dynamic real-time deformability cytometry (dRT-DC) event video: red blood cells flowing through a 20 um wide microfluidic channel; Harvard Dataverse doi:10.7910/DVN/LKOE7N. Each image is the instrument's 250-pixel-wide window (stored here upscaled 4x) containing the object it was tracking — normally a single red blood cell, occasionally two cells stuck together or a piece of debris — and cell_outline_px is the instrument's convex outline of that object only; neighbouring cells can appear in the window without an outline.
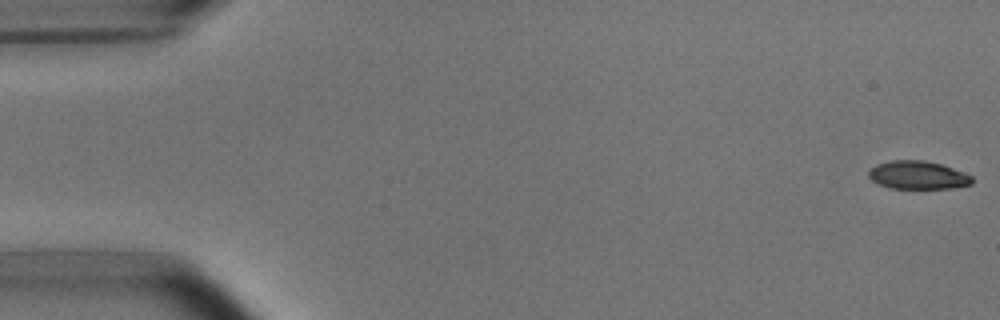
{"species": "common noctule bat (a hibernating species)", "species_latin": "Nyctalus noctula", "temperature_condition": "room temperature", "stored_images_in_passage": 6, "camera_frame_rate_fps": 3000, "um_per_image_px": 0.085, "animal": {"sex": "male", "body_mass_g": 15.6}, "frame": {"image": 1, "passage_image": 1, "time_ms": 0.0, "image_size_px": [1000, 320], "cell_outline_px": [[972, 184], [952, 188], [892, 188], [880, 184], [872, 180], [868, 176], [868, 172], [876, 164], [892, 160], [924, 160], [940, 164], [952, 168], [972, 176]], "centroid_in_image_um": [78.01, 14.88], "position_along_channel_um": 7.0, "area_um2": 16.76}}
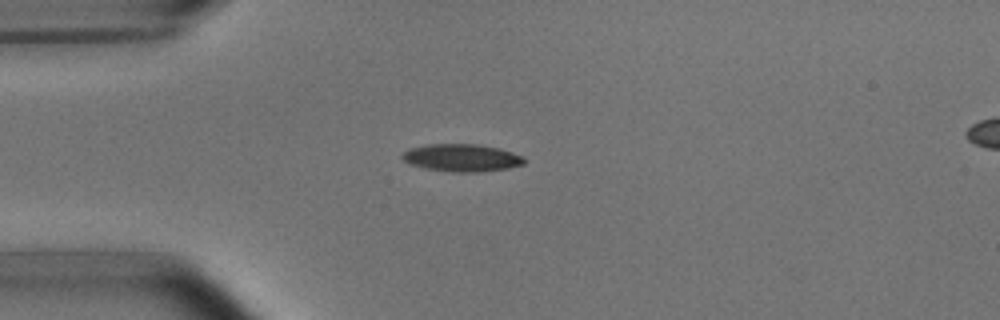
{"frame": {"image": 2, "passage_image": 4, "time_ms": 4.333, "image_size_px": [1000, 320], "cell_outline_px": [[524, 164], [508, 168], [480, 172], [456, 172], [428, 168], [412, 164], [404, 160], [400, 156], [408, 148], [428, 144], [476, 144], [500, 148], [512, 152], [520, 156], [524, 160]], "centroid_in_image_um": [39.24, 13.4], "position_along_channel_um": 45.8, "area_um2": 19.31}}